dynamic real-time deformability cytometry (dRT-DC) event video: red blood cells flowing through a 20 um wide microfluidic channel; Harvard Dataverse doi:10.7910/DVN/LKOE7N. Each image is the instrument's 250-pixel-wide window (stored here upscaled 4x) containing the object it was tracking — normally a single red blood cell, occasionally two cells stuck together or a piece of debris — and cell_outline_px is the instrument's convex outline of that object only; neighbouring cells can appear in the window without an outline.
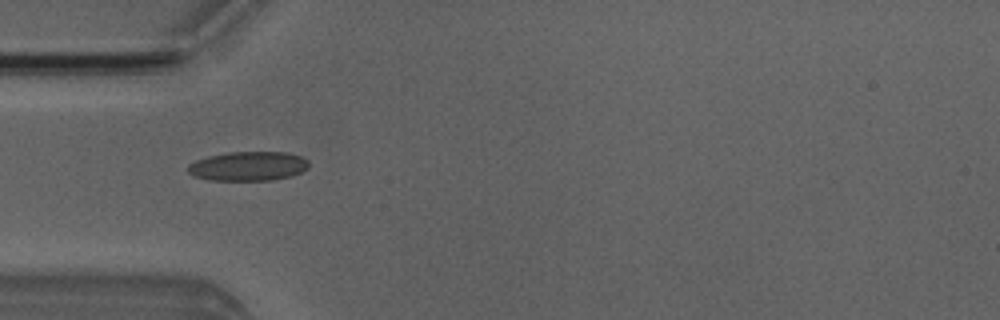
{"species": "Egyptian fruit bat (a non-hibernating species)", "species_latin": "Rousettus aegyptiacus", "temperature_condition": "room temperature", "stored_images_in_passage": 6, "camera_frame_rate_fps": 3000, "um_per_image_px": 0.085, "animal": {"sex": "male"}, "frame": {"image": 1, "passage_image": 4, "time_ms": 3.333, "image_size_px": [1000, 320], "cell_outline_px": [[308, 168], [300, 172], [288, 176], [272, 180], [208, 180], [192, 176], [188, 172], [188, 164], [196, 160], [208, 156], [228, 152], [288, 152], [300, 156], [308, 160]], "centroid_in_image_um": [21.06, 14.12], "position_along_channel_um": 63.9, "area_um2": 20.63}}